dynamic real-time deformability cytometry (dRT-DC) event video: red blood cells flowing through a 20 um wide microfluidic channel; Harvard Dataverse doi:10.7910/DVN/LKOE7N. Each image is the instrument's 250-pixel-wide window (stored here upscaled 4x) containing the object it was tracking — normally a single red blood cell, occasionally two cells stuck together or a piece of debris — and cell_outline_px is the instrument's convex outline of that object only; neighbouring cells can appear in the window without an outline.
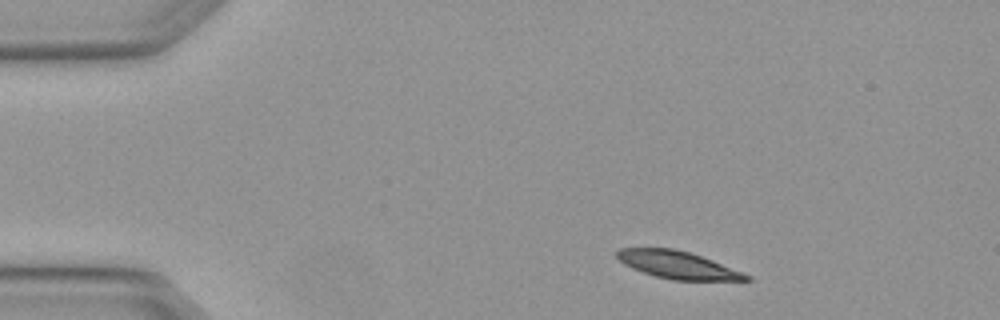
{"species": "Egyptian fruit bat (a non-hibernating species)", "species_latin": "Rousettus aegyptiacus", "temperature_condition": "warm", "stored_images_in_passage": 3, "camera_frame_rate_fps": 3000, "um_per_image_px": 0.085, "animal": {"sex": "female"}, "frame": {"image": 1, "passage_image": 1, "time_ms": 0.0, "image_size_px": [1000, 320], "cell_outline_px": [[752, 280], [672, 280], [656, 276], [632, 268], [624, 264], [616, 256], [616, 252], [620, 248], [672, 248], [688, 252], [712, 260], [752, 276]], "centroid_in_image_um": [57.6, 22.52], "position_along_channel_um": 27.4, "area_um2": 20.4}}
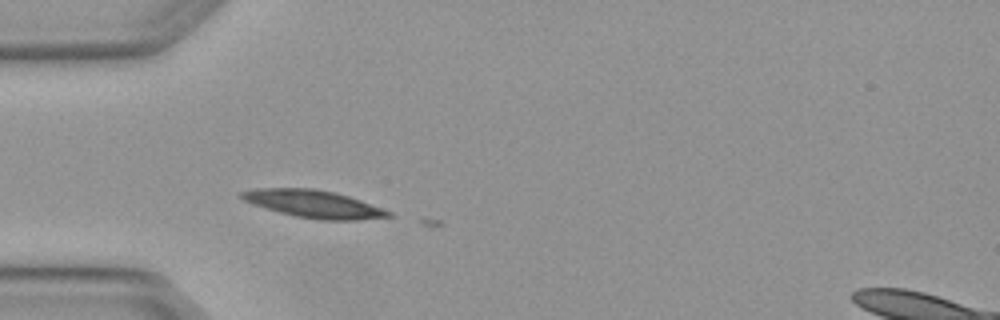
{"frame": {"image": 2, "passage_image": 3, "time_ms": 0.667, "image_size_px": [1000, 320], "cell_outline_px": [[392, 216], [356, 220], [320, 220], [296, 216], [280, 212], [244, 200], [240, 196], [240, 192], [256, 188], [316, 188], [348, 196], [360, 200], [392, 212]], "centroid_in_image_um": [26.68, 17.33], "position_along_channel_um": 58.3, "area_um2": 23.12}}